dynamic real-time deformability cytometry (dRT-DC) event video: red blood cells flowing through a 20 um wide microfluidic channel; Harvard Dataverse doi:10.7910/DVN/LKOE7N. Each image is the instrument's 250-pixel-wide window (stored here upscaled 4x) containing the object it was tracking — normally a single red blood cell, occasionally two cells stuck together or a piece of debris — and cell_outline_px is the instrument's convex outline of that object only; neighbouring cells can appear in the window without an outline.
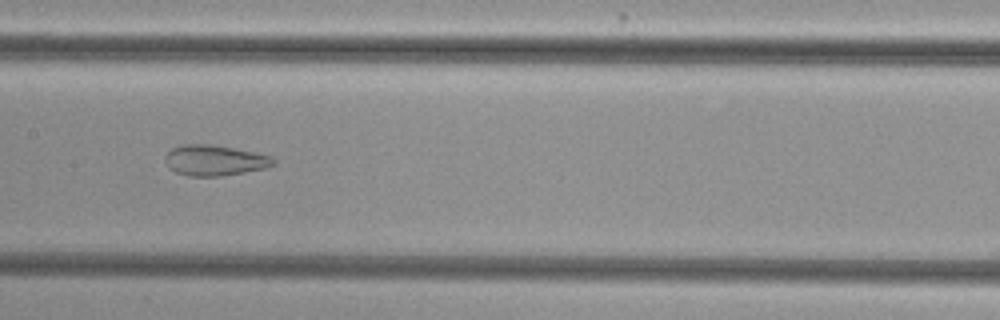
{"species": "common noctule bat (a hibernating species)", "species_latin": "Nyctalus noctula", "temperature_condition": "cold", "stored_images_in_passage": 38, "camera_frame_rate_fps": 3000, "um_per_image_px": 0.085, "animal": {"sex": "female", "body_mass_g": 29.2, "forearm_length_mm": 56.3}, "frame": {"image": 1, "passage_image": 12, "time_ms": 3.667, "image_size_px": [1000, 320], "cell_outline_px": [[276, 164], [264, 168], [244, 172], [220, 176], [188, 176], [176, 172], [168, 168], [164, 160], [164, 156], [172, 148], [184, 144], [208, 144], [232, 148], [272, 156], [276, 160]], "centroid_in_image_um": [18.21, 13.63], "position_along_channel_um": 189.2, "area_um2": 19.25}}
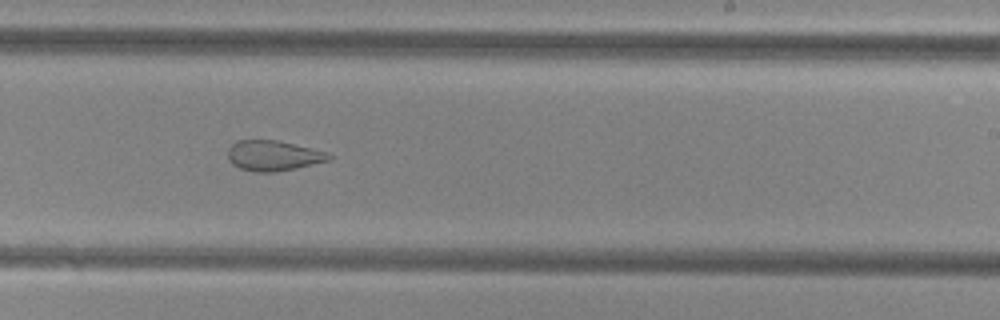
{"frame": {"image": 2, "passage_image": 18, "time_ms": 5.667, "image_size_px": [1000, 320], "cell_outline_px": [[332, 160], [296, 168], [276, 172], [256, 172], [240, 168], [232, 164], [228, 160], [228, 148], [236, 140], [276, 140], [312, 148], [328, 152], [332, 156]], "centroid_in_image_um": [23.24, 13.23], "position_along_channel_um": 265.8, "area_um2": 17.98}}
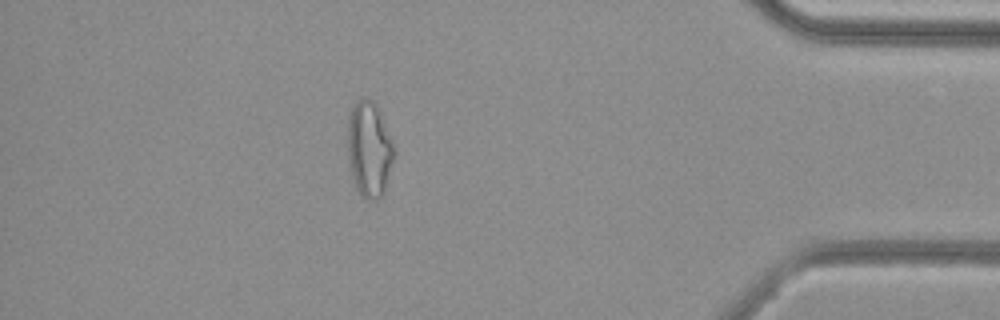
{"frame": {"image": 3, "passage_image": 32, "time_ms": 10.333, "image_size_px": [1000, 320], "cell_outline_px": [[396, 156], [384, 192], [376, 200], [368, 200], [360, 196], [356, 188], [352, 176], [348, 156], [348, 120], [352, 108], [360, 100], [372, 100], [376, 108], [396, 152]], "centroid_in_image_um": [31.39, 12.8], "position_along_channel_um": 403.8, "area_um2": 25.26}, "authors_computed_cell_mechanics": {"area_um2": 21.675, "velocity_mm_per_s": 3.8508, "shape_relaxation_time_tau1_ms": null, "shape_relaxation_time_tau2_ms": 1.8089, "deformation_change_tau1": null, "deformation_change_tau2": 0.0982}}